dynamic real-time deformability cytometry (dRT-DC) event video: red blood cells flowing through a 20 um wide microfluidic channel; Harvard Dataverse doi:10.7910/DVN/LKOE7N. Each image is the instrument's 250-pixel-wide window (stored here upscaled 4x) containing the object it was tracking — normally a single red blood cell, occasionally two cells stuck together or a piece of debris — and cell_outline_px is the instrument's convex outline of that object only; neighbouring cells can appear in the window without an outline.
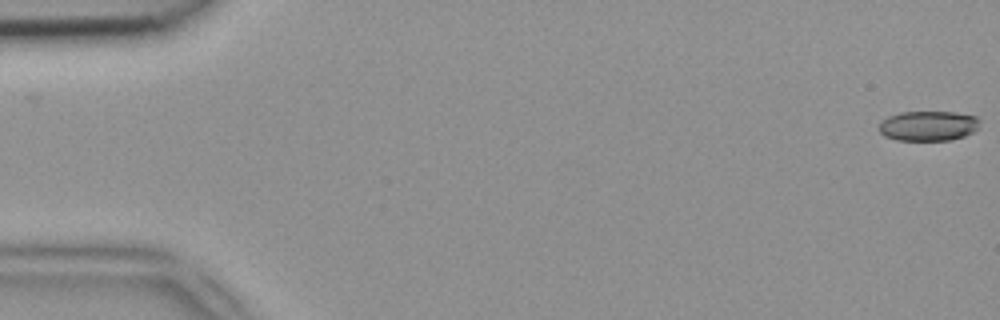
{"species": "common noctule bat (a hibernating species)", "species_latin": "Nyctalus noctula", "temperature_condition": "room temperature", "stored_images_in_passage": 50, "camera_frame_rate_fps": 3000, "um_per_image_px": 0.085, "animal": {"sex": "female", "body_mass_g": 18.4}, "frame": {"image": 1, "passage_image": 1, "time_ms": 0.0, "image_size_px": [1000, 320], "cell_outline_px": [[980, 120], [976, 128], [972, 132], [964, 136], [952, 140], [896, 140], [884, 136], [876, 128], [888, 116], [900, 112], [956, 112], [976, 116]], "centroid_in_image_um": [78.88, 10.7], "position_along_channel_um": 6.1, "area_um2": 17.63}}
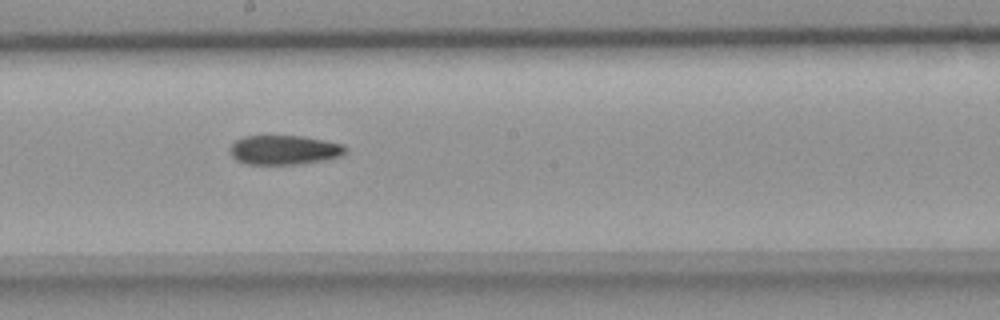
{"frame": {"image": 2, "passage_image": 28, "time_ms": 9.0, "image_size_px": [1000, 320], "cell_outline_px": [[348, 148], [340, 156], [320, 160], [296, 164], [248, 164], [236, 160], [232, 156], [232, 144], [236, 140], [244, 136], [300, 136], [324, 140], [344, 144]], "centroid_in_image_um": [24.16, 12.73], "position_along_channel_um": 224.0, "area_um2": 19.42}}
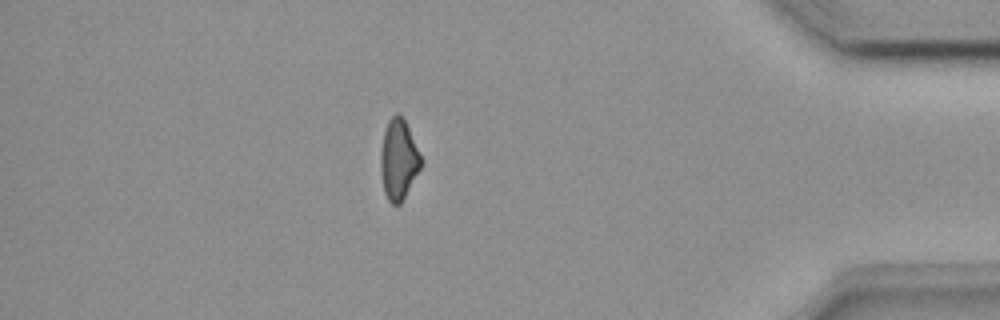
{"frame": {"image": 3, "passage_image": 44, "time_ms": 14.333, "image_size_px": [1000, 320], "cell_outline_px": [[424, 160], [420, 168], [400, 204], [392, 204], [388, 200], [384, 192], [380, 168], [380, 152], [384, 132], [388, 120], [396, 112], [404, 120]], "centroid_in_image_um": [33.87, 13.56], "position_along_channel_um": 401.3, "area_um2": 18.73}}